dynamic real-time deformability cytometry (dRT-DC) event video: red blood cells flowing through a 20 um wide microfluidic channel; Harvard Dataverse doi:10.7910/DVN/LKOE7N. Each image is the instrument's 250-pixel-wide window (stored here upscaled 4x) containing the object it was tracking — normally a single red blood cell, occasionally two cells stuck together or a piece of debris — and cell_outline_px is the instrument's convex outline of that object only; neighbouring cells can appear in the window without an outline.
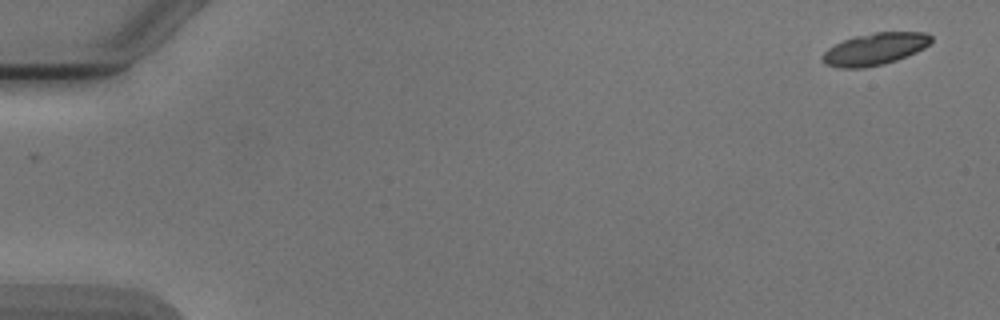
{"species": "Egyptian fruit bat (a non-hibernating species)", "species_latin": "Rousettus aegyptiacus", "temperature_condition": "cold", "stored_images_in_passage": 2, "camera_frame_rate_fps": 3000, "um_per_image_px": 0.085, "animal": {"sex": "male"}, "frame": {"image": 1, "passage_image": 2, "time_ms": 1.333, "image_size_px": [1000, 320], "cell_outline_px": [[932, 40], [924, 48], [916, 52], [896, 60], [884, 64], [864, 68], [840, 68], [824, 64], [824, 52], [828, 48], [844, 40], [856, 36], [876, 32], [924, 32], [932, 36]], "centroid_in_image_um": [74.38, 4.17], "position_along_channel_um": 10.6, "area_um2": 20.06}}